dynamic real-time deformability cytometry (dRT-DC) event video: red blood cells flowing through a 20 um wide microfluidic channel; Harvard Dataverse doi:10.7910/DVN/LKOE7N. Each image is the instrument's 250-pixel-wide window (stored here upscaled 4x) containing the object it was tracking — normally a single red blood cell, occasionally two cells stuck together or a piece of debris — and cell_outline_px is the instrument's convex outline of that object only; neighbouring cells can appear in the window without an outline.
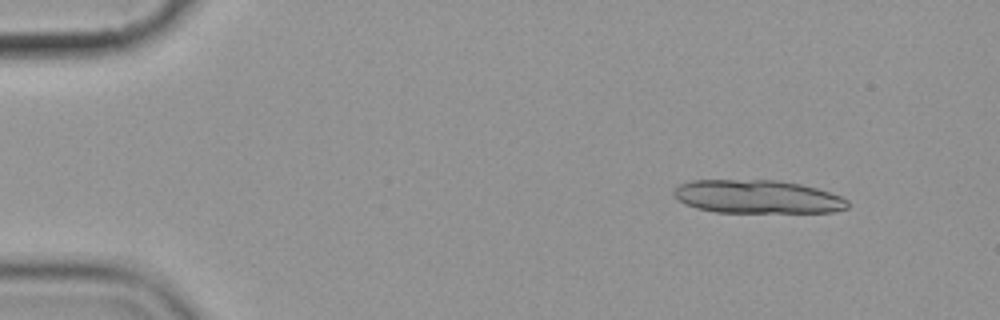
{"species": "common noctule bat (a hibernating species)", "species_latin": "Nyctalus noctula", "temperature_condition": "cold", "stored_images_in_passage": 5, "camera_frame_rate_fps": 3000, "um_per_image_px": 0.085, "animal": {"sex": "female", "body_mass_g": 19.9}, "frame": {"image": 1, "passage_image": 2, "time_ms": 1.0, "image_size_px": [1000, 320], "cell_outline_px": [[848, 208], [832, 212], [716, 212], [696, 208], [684, 204], [672, 192], [680, 184], [692, 180], [776, 180], [800, 184], [816, 188], [840, 196], [848, 200]], "centroid_in_image_um": [64.37, 16.72], "position_along_channel_um": 20.6, "area_um2": 33.64}}